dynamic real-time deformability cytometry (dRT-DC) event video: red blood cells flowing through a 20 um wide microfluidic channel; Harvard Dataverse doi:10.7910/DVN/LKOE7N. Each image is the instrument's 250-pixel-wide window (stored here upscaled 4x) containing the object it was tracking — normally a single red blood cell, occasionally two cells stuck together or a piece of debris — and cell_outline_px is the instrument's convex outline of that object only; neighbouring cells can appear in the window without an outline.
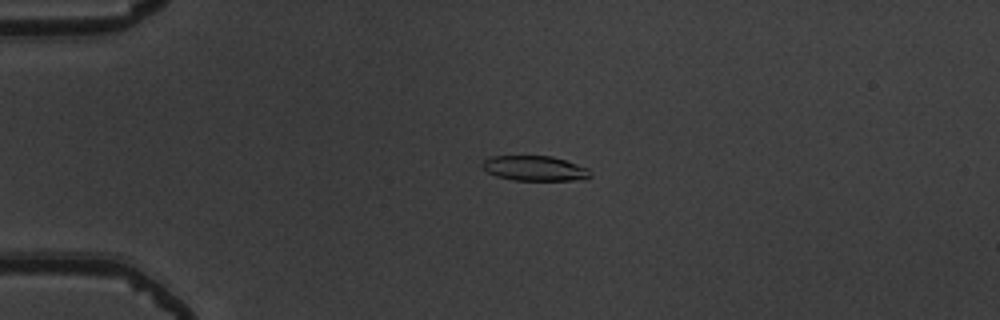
{"species": "common noctule bat (a hibernating species)", "species_latin": "Nyctalus noctula", "temperature_condition": "warm", "stored_images_in_passage": 4, "camera_frame_rate_fps": 3000, "um_per_image_px": 0.085, "animal": {"sex": "male", "body_mass_g": 19.5, "forearm_length_mm": 54.6}, "frame": {"image": 1, "passage_image": 3, "time_ms": 0.667, "image_size_px": [1000, 320], "cell_outline_px": [[592, 176], [584, 180], [512, 180], [496, 176], [480, 168], [480, 164], [484, 160], [492, 156], [552, 156], [588, 168]], "centroid_in_image_um": [45.43, 14.31], "position_along_channel_um": 39.6, "area_um2": 15.84}}